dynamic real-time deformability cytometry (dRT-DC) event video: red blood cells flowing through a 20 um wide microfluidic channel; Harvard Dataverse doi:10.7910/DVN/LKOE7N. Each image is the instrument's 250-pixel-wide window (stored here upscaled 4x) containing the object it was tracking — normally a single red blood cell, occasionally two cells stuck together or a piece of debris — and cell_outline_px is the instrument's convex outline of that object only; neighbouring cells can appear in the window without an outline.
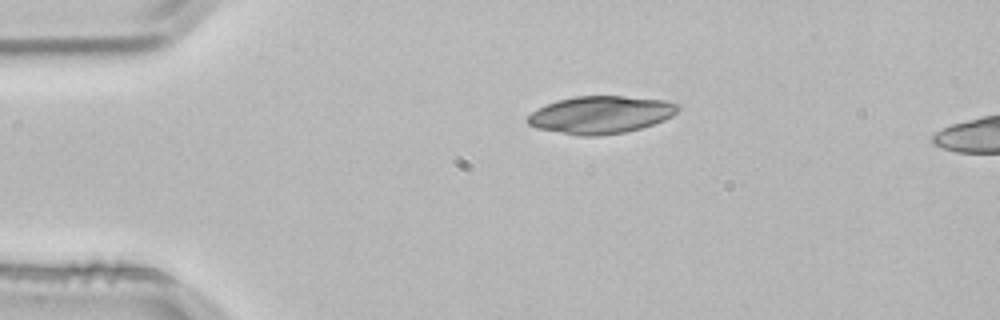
{"species": "common noctule bat (a hibernating species)", "species_latin": "Nyctalus noctula", "temperature_condition": "room temperature", "stored_images_in_passage": 3, "camera_frame_rate_fps": 3000, "um_per_image_px": 0.085, "animal": {"sex": "male", "body_mass_g": 21.5, "forearm_length_mm": 52.0}, "frame": {"image": 1, "passage_image": 1, "time_ms": 0.0, "image_size_px": [1000, 320], "cell_outline_px": [[680, 108], [672, 116], [664, 120], [640, 128], [624, 132], [596, 136], [580, 136], [536, 128], [528, 124], [524, 120], [536, 108], [556, 100], [576, 96], [624, 96], [664, 100], [680, 104]], "centroid_in_image_um": [51.03, 9.75], "position_along_channel_um": 34.0, "area_um2": 32.95}}